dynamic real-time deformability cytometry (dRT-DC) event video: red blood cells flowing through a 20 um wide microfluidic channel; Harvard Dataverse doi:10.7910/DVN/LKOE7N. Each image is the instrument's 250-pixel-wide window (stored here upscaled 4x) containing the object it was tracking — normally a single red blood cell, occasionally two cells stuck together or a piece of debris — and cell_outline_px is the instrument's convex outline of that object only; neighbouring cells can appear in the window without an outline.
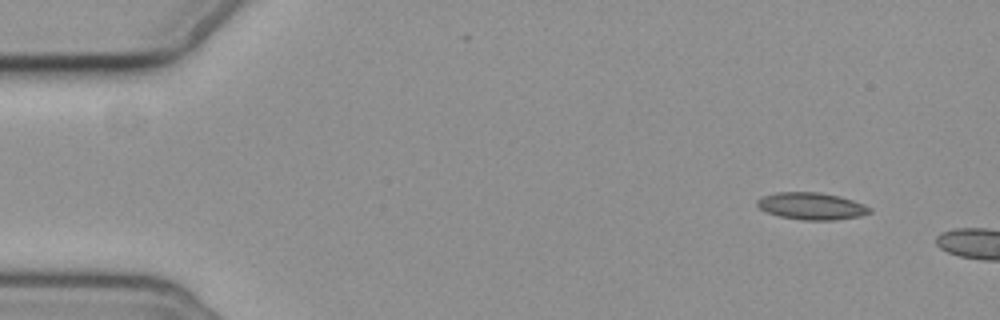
{"species": "common noctule bat (a hibernating species)", "species_latin": "Nyctalus noctula", "temperature_condition": "cold", "stored_images_in_passage": 2, "camera_frame_rate_fps": 3000, "um_per_image_px": 0.085, "animal": {"sex": "female", "body_mass_g": 19.3, "forearm_length_mm": 54.1}, "frame": {"image": 1, "passage_image": 1, "time_ms": 0.0, "image_size_px": [1000, 320], "cell_outline_px": [[872, 212], [860, 216], [832, 220], [800, 220], [780, 216], [768, 212], [760, 208], [756, 204], [756, 200], [764, 196], [776, 192], [820, 192], [840, 196], [864, 204], [872, 208]], "centroid_in_image_um": [69.0, 17.51], "position_along_channel_um": 16.0, "area_um2": 17.74}}